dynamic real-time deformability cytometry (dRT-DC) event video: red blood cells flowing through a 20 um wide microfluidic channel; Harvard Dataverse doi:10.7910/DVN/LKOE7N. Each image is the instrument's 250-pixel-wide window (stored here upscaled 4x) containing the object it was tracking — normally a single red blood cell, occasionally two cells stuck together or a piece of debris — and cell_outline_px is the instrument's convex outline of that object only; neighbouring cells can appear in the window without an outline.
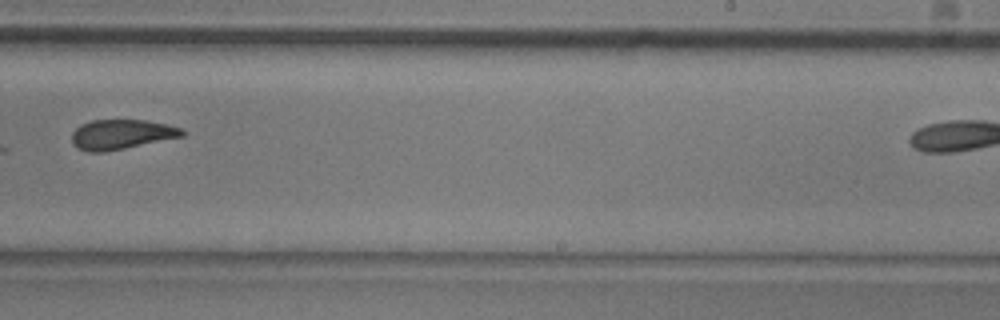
{"species": "common noctule bat (a hibernating species)", "species_latin": "Nyctalus noctula", "temperature_condition": "room temperature", "stored_images_in_passage": 9, "camera_frame_rate_fps": 3000, "um_per_image_px": 0.085, "animal": {"sex": "male", "body_mass_g": 20.5, "forearm_length_mm": 52.5}, "frame": {"image": 1, "passage_image": 7, "time_ms": 2.0, "image_size_px": [1000, 320], "cell_outline_px": [[184, 136], [104, 152], [88, 152], [76, 148], [72, 144], [72, 132], [80, 124], [92, 120], [144, 120], [168, 124], [184, 128]], "centroid_in_image_um": [10.3, 11.42], "position_along_channel_um": 278.7, "area_um2": 19.25}}
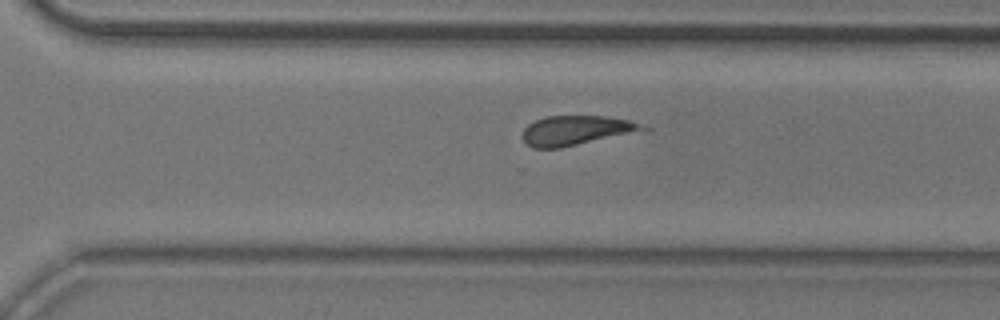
{"frame": {"image": 2, "passage_image": 9, "time_ms": 2.667, "image_size_px": [1000, 320], "cell_outline_px": [[652, 128], [648, 132], [560, 148], [532, 148], [524, 140], [524, 128], [528, 124], [536, 120], [548, 116], [604, 116], [628, 120]], "centroid_in_image_um": [49.12, 11.1], "position_along_channel_um": 321.5, "area_um2": 21.21}}